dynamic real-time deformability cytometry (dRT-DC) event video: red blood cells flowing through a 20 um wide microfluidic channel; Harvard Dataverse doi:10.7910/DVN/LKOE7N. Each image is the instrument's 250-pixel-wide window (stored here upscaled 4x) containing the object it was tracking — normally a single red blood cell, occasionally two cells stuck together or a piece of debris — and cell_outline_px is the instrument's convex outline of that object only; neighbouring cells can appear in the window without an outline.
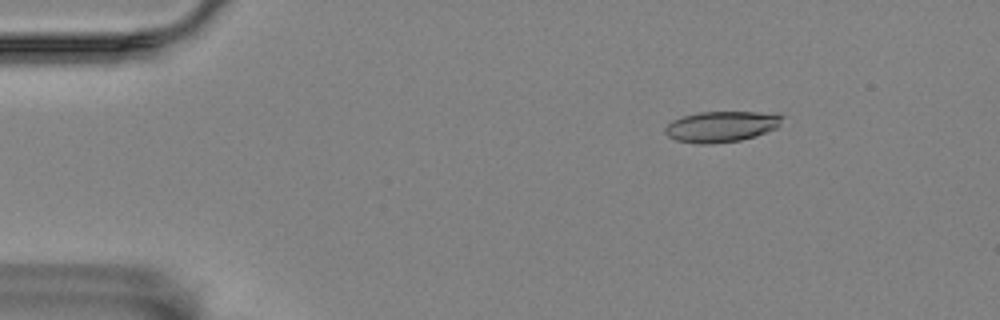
{"species": "Egyptian fruit bat (a non-hibernating species)", "species_latin": "Rousettus aegyptiacus", "temperature_condition": "room temperature", "stored_images_in_passage": 5, "camera_frame_rate_fps": 3000, "um_per_image_px": 0.085, "animal": {"sex": "female"}, "frame": {"image": 1, "passage_image": 3, "time_ms": 2.333, "image_size_px": [1000, 320], "cell_outline_px": [[788, 116], [776, 128], [756, 136], [740, 140], [708, 144], [700, 144], [676, 140], [668, 136], [664, 132], [664, 128], [672, 120], [684, 116], [700, 112], [756, 112]], "centroid_in_image_um": [61.32, 10.76], "position_along_channel_um": 23.7, "area_um2": 20.98}}